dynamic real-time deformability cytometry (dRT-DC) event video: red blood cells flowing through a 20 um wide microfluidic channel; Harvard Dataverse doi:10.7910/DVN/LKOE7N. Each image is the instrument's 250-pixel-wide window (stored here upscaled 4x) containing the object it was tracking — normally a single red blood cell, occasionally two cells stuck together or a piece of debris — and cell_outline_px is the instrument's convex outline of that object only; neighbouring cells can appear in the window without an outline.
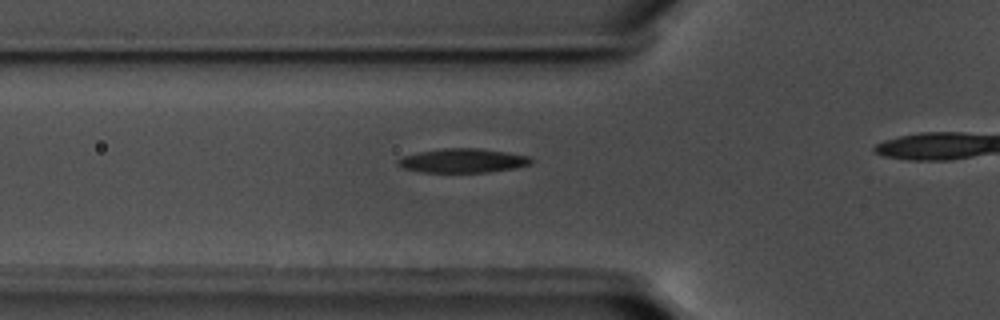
{"species": "common noctule bat (a hibernating species)", "species_latin": "Nyctalus noctula", "temperature_condition": "warm", "stored_images_in_passage": 39, "camera_frame_rate_fps": 3000, "um_per_image_px": 0.085, "animal": {"sex": "male", "body_mass_g": 17.5, "forearm_length_mm": 52.3}, "frame": {"image": 1, "passage_image": 13, "time_ms": 4.0, "image_size_px": [1000, 320], "cell_outline_px": [[536, 160], [528, 164], [516, 168], [484, 172], [420, 172], [404, 168], [396, 164], [396, 160], [404, 156], [420, 152], [444, 148], [476, 148], [504, 152], [528, 156]], "centroid_in_image_um": [39.32, 13.66], "position_along_channel_um": 86.5, "area_um2": 18.5}}
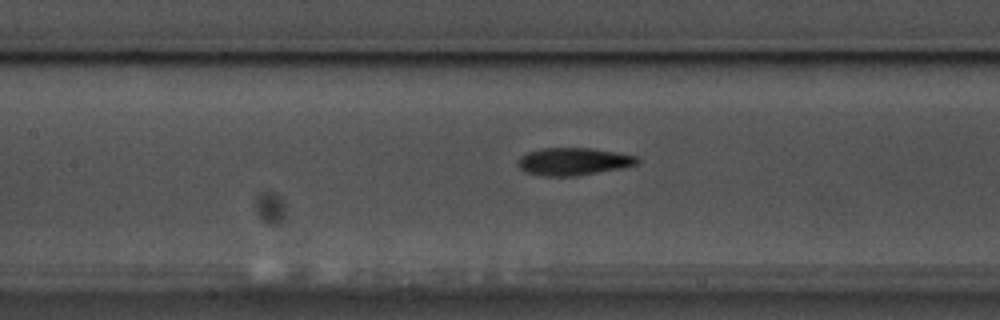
{"frame": {"image": 2, "passage_image": 19, "time_ms": 6.0, "image_size_px": [1000, 320], "cell_outline_px": [[640, 160], [636, 164], [620, 168], [576, 176], [544, 176], [524, 172], [516, 164], [516, 160], [520, 156], [528, 152], [544, 148], [592, 148], [616, 152], [636, 156]], "centroid_in_image_um": [48.68, 13.73], "position_along_channel_um": 158.7, "area_um2": 19.13}}
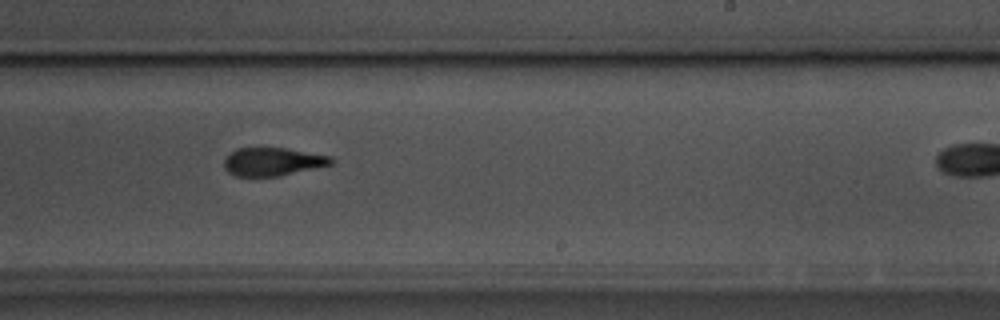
{"frame": {"image": 3, "passage_image": 28, "time_ms": 9.0, "image_size_px": [1000, 320], "cell_outline_px": [[336, 160], [332, 164], [280, 176], [236, 176], [228, 172], [224, 168], [224, 160], [236, 148], [288, 148], [332, 156]], "centroid_in_image_um": [23.22, 13.74], "position_along_channel_um": 265.8, "area_um2": 17.63}}